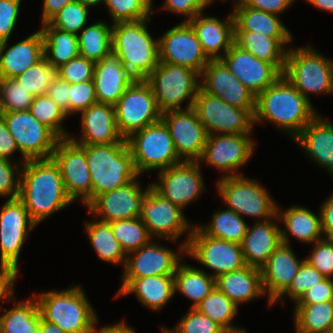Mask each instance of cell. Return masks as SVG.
<instances>
[{"label": "cell", "instance_id": "1", "mask_svg": "<svg viewBox=\"0 0 333 333\" xmlns=\"http://www.w3.org/2000/svg\"><path fill=\"white\" fill-rule=\"evenodd\" d=\"M18 199L38 224L73 202L67 195L60 168L53 158L23 163Z\"/></svg>", "mask_w": 333, "mask_h": 333}, {"label": "cell", "instance_id": "2", "mask_svg": "<svg viewBox=\"0 0 333 333\" xmlns=\"http://www.w3.org/2000/svg\"><path fill=\"white\" fill-rule=\"evenodd\" d=\"M317 114L310 99L304 97L282 74L256 97L255 122L271 121L294 139Z\"/></svg>", "mask_w": 333, "mask_h": 333}, {"label": "cell", "instance_id": "3", "mask_svg": "<svg viewBox=\"0 0 333 333\" xmlns=\"http://www.w3.org/2000/svg\"><path fill=\"white\" fill-rule=\"evenodd\" d=\"M84 151L92 181V201L99 195L138 178L126 139L119 143L79 145Z\"/></svg>", "mask_w": 333, "mask_h": 333}, {"label": "cell", "instance_id": "4", "mask_svg": "<svg viewBox=\"0 0 333 333\" xmlns=\"http://www.w3.org/2000/svg\"><path fill=\"white\" fill-rule=\"evenodd\" d=\"M150 19L118 22L112 25V50L135 79H146L159 65V42L150 35Z\"/></svg>", "mask_w": 333, "mask_h": 333}, {"label": "cell", "instance_id": "5", "mask_svg": "<svg viewBox=\"0 0 333 333\" xmlns=\"http://www.w3.org/2000/svg\"><path fill=\"white\" fill-rule=\"evenodd\" d=\"M35 297L41 318L56 324L65 333H88L97 316L80 287L49 291Z\"/></svg>", "mask_w": 333, "mask_h": 333}, {"label": "cell", "instance_id": "6", "mask_svg": "<svg viewBox=\"0 0 333 333\" xmlns=\"http://www.w3.org/2000/svg\"><path fill=\"white\" fill-rule=\"evenodd\" d=\"M200 74L189 67L159 62L145 79L151 86L158 108L164 113L183 110L181 103L189 98L186 109L193 108L200 89Z\"/></svg>", "mask_w": 333, "mask_h": 333}, {"label": "cell", "instance_id": "7", "mask_svg": "<svg viewBox=\"0 0 333 333\" xmlns=\"http://www.w3.org/2000/svg\"><path fill=\"white\" fill-rule=\"evenodd\" d=\"M283 75L306 98L333 92V61L309 47L287 50Z\"/></svg>", "mask_w": 333, "mask_h": 333}, {"label": "cell", "instance_id": "8", "mask_svg": "<svg viewBox=\"0 0 333 333\" xmlns=\"http://www.w3.org/2000/svg\"><path fill=\"white\" fill-rule=\"evenodd\" d=\"M126 140L139 175L184 161L178 156L169 129L162 119L134 132Z\"/></svg>", "mask_w": 333, "mask_h": 333}, {"label": "cell", "instance_id": "9", "mask_svg": "<svg viewBox=\"0 0 333 333\" xmlns=\"http://www.w3.org/2000/svg\"><path fill=\"white\" fill-rule=\"evenodd\" d=\"M114 107L117 128L124 139L162 118L153 90L145 79H135Z\"/></svg>", "mask_w": 333, "mask_h": 333}, {"label": "cell", "instance_id": "10", "mask_svg": "<svg viewBox=\"0 0 333 333\" xmlns=\"http://www.w3.org/2000/svg\"><path fill=\"white\" fill-rule=\"evenodd\" d=\"M180 251L214 270V278L247 266L241 244L208 236L194 226Z\"/></svg>", "mask_w": 333, "mask_h": 333}, {"label": "cell", "instance_id": "11", "mask_svg": "<svg viewBox=\"0 0 333 333\" xmlns=\"http://www.w3.org/2000/svg\"><path fill=\"white\" fill-rule=\"evenodd\" d=\"M218 192L228 209L239 216H252L258 221L264 219H278L277 205L270 197L269 192L259 182L249 180L244 176H224L217 182Z\"/></svg>", "mask_w": 333, "mask_h": 333}, {"label": "cell", "instance_id": "12", "mask_svg": "<svg viewBox=\"0 0 333 333\" xmlns=\"http://www.w3.org/2000/svg\"><path fill=\"white\" fill-rule=\"evenodd\" d=\"M0 115L23 156V163L52 157L60 138L46 125L38 122L29 110L0 112Z\"/></svg>", "mask_w": 333, "mask_h": 333}, {"label": "cell", "instance_id": "13", "mask_svg": "<svg viewBox=\"0 0 333 333\" xmlns=\"http://www.w3.org/2000/svg\"><path fill=\"white\" fill-rule=\"evenodd\" d=\"M193 109L208 135L250 134L253 129L254 116L247 109L229 105L201 87L194 100Z\"/></svg>", "mask_w": 333, "mask_h": 333}, {"label": "cell", "instance_id": "14", "mask_svg": "<svg viewBox=\"0 0 333 333\" xmlns=\"http://www.w3.org/2000/svg\"><path fill=\"white\" fill-rule=\"evenodd\" d=\"M52 158L60 168L68 197L72 201L81 198L88 206L92 202V181L85 151L69 138L60 139Z\"/></svg>", "mask_w": 333, "mask_h": 333}, {"label": "cell", "instance_id": "15", "mask_svg": "<svg viewBox=\"0 0 333 333\" xmlns=\"http://www.w3.org/2000/svg\"><path fill=\"white\" fill-rule=\"evenodd\" d=\"M182 209L168 199L160 195L151 184L148 186V193L144 198L140 218L150 236L153 235L177 240L186 230H192L183 215Z\"/></svg>", "mask_w": 333, "mask_h": 333}, {"label": "cell", "instance_id": "16", "mask_svg": "<svg viewBox=\"0 0 333 333\" xmlns=\"http://www.w3.org/2000/svg\"><path fill=\"white\" fill-rule=\"evenodd\" d=\"M37 226L25 205L18 199H8L0 212V263L18 270V258L28 233Z\"/></svg>", "mask_w": 333, "mask_h": 333}, {"label": "cell", "instance_id": "17", "mask_svg": "<svg viewBox=\"0 0 333 333\" xmlns=\"http://www.w3.org/2000/svg\"><path fill=\"white\" fill-rule=\"evenodd\" d=\"M158 42L160 62L189 67L200 75L209 62L188 22L171 28Z\"/></svg>", "mask_w": 333, "mask_h": 333}, {"label": "cell", "instance_id": "18", "mask_svg": "<svg viewBox=\"0 0 333 333\" xmlns=\"http://www.w3.org/2000/svg\"><path fill=\"white\" fill-rule=\"evenodd\" d=\"M251 140L250 134L208 135L202 156L198 162L205 161L207 164L220 169V171L227 172V175L225 174L223 177L239 176L240 173L233 170L244 166L253 155L255 148L254 141Z\"/></svg>", "mask_w": 333, "mask_h": 333}, {"label": "cell", "instance_id": "19", "mask_svg": "<svg viewBox=\"0 0 333 333\" xmlns=\"http://www.w3.org/2000/svg\"><path fill=\"white\" fill-rule=\"evenodd\" d=\"M198 161H182L160 170V182L151 186L164 198L181 209L204 191L203 178Z\"/></svg>", "mask_w": 333, "mask_h": 333}, {"label": "cell", "instance_id": "20", "mask_svg": "<svg viewBox=\"0 0 333 333\" xmlns=\"http://www.w3.org/2000/svg\"><path fill=\"white\" fill-rule=\"evenodd\" d=\"M179 157L184 161H198L203 153L207 132L193 108L162 113Z\"/></svg>", "mask_w": 333, "mask_h": 333}, {"label": "cell", "instance_id": "21", "mask_svg": "<svg viewBox=\"0 0 333 333\" xmlns=\"http://www.w3.org/2000/svg\"><path fill=\"white\" fill-rule=\"evenodd\" d=\"M221 60L256 97L282 75L272 63L255 57L235 43Z\"/></svg>", "mask_w": 333, "mask_h": 333}, {"label": "cell", "instance_id": "22", "mask_svg": "<svg viewBox=\"0 0 333 333\" xmlns=\"http://www.w3.org/2000/svg\"><path fill=\"white\" fill-rule=\"evenodd\" d=\"M139 185L135 179L122 187L99 195L87 206L89 213L97 217L102 216L100 221L104 222L140 217L148 188L142 191Z\"/></svg>", "mask_w": 333, "mask_h": 333}, {"label": "cell", "instance_id": "23", "mask_svg": "<svg viewBox=\"0 0 333 333\" xmlns=\"http://www.w3.org/2000/svg\"><path fill=\"white\" fill-rule=\"evenodd\" d=\"M180 260V253L150 241L140 249L127 254L122 278L174 275Z\"/></svg>", "mask_w": 333, "mask_h": 333}, {"label": "cell", "instance_id": "24", "mask_svg": "<svg viewBox=\"0 0 333 333\" xmlns=\"http://www.w3.org/2000/svg\"><path fill=\"white\" fill-rule=\"evenodd\" d=\"M134 80L118 54L111 50L94 65L97 102L114 106Z\"/></svg>", "mask_w": 333, "mask_h": 333}, {"label": "cell", "instance_id": "25", "mask_svg": "<svg viewBox=\"0 0 333 333\" xmlns=\"http://www.w3.org/2000/svg\"><path fill=\"white\" fill-rule=\"evenodd\" d=\"M290 247L281 243L260 268L264 293L268 292L270 306L289 288L305 261H299Z\"/></svg>", "mask_w": 333, "mask_h": 333}, {"label": "cell", "instance_id": "26", "mask_svg": "<svg viewBox=\"0 0 333 333\" xmlns=\"http://www.w3.org/2000/svg\"><path fill=\"white\" fill-rule=\"evenodd\" d=\"M82 136L79 140L69 137L78 145H99L119 143L120 135L115 116V107L104 103H95L81 111Z\"/></svg>", "mask_w": 333, "mask_h": 333}, {"label": "cell", "instance_id": "27", "mask_svg": "<svg viewBox=\"0 0 333 333\" xmlns=\"http://www.w3.org/2000/svg\"><path fill=\"white\" fill-rule=\"evenodd\" d=\"M198 14L187 21L193 28L204 54L209 60H218L225 55L234 43V18L230 14L226 21L215 17H202ZM220 50L224 52L222 55Z\"/></svg>", "mask_w": 333, "mask_h": 333}, {"label": "cell", "instance_id": "28", "mask_svg": "<svg viewBox=\"0 0 333 333\" xmlns=\"http://www.w3.org/2000/svg\"><path fill=\"white\" fill-rule=\"evenodd\" d=\"M7 45V40L0 42V78H15L44 57L41 29L4 53Z\"/></svg>", "mask_w": 333, "mask_h": 333}, {"label": "cell", "instance_id": "29", "mask_svg": "<svg viewBox=\"0 0 333 333\" xmlns=\"http://www.w3.org/2000/svg\"><path fill=\"white\" fill-rule=\"evenodd\" d=\"M272 219L256 222L248 226L241 243L245 262L248 266L261 268L282 243L278 224Z\"/></svg>", "mask_w": 333, "mask_h": 333}, {"label": "cell", "instance_id": "30", "mask_svg": "<svg viewBox=\"0 0 333 333\" xmlns=\"http://www.w3.org/2000/svg\"><path fill=\"white\" fill-rule=\"evenodd\" d=\"M309 157L333 174V124L317 115L294 138Z\"/></svg>", "mask_w": 333, "mask_h": 333}, {"label": "cell", "instance_id": "31", "mask_svg": "<svg viewBox=\"0 0 333 333\" xmlns=\"http://www.w3.org/2000/svg\"><path fill=\"white\" fill-rule=\"evenodd\" d=\"M117 296L136 293L145 306L159 310L174 296V275H158L141 278H122Z\"/></svg>", "mask_w": 333, "mask_h": 333}, {"label": "cell", "instance_id": "32", "mask_svg": "<svg viewBox=\"0 0 333 333\" xmlns=\"http://www.w3.org/2000/svg\"><path fill=\"white\" fill-rule=\"evenodd\" d=\"M216 288L224 293L237 306L265 295L261 270L246 266L242 269L222 274L215 278Z\"/></svg>", "mask_w": 333, "mask_h": 333}, {"label": "cell", "instance_id": "33", "mask_svg": "<svg viewBox=\"0 0 333 333\" xmlns=\"http://www.w3.org/2000/svg\"><path fill=\"white\" fill-rule=\"evenodd\" d=\"M292 38H273L252 31H234V43L255 57L272 63L282 74L285 69L287 50L285 43Z\"/></svg>", "mask_w": 333, "mask_h": 333}, {"label": "cell", "instance_id": "34", "mask_svg": "<svg viewBox=\"0 0 333 333\" xmlns=\"http://www.w3.org/2000/svg\"><path fill=\"white\" fill-rule=\"evenodd\" d=\"M276 210L278 219L282 220L286 229L280 230L281 241L289 245L288 231L300 242L314 243L322 239L321 215H315L302 206H292L283 212ZM287 230V231H286Z\"/></svg>", "mask_w": 333, "mask_h": 333}, {"label": "cell", "instance_id": "35", "mask_svg": "<svg viewBox=\"0 0 333 333\" xmlns=\"http://www.w3.org/2000/svg\"><path fill=\"white\" fill-rule=\"evenodd\" d=\"M233 11L234 31H252L273 38H292L278 15L246 7L240 0Z\"/></svg>", "mask_w": 333, "mask_h": 333}, {"label": "cell", "instance_id": "36", "mask_svg": "<svg viewBox=\"0 0 333 333\" xmlns=\"http://www.w3.org/2000/svg\"><path fill=\"white\" fill-rule=\"evenodd\" d=\"M44 40V57L54 67L59 68L79 56L78 35L61 31L49 23L41 29Z\"/></svg>", "mask_w": 333, "mask_h": 333}, {"label": "cell", "instance_id": "37", "mask_svg": "<svg viewBox=\"0 0 333 333\" xmlns=\"http://www.w3.org/2000/svg\"><path fill=\"white\" fill-rule=\"evenodd\" d=\"M215 278L204 270L179 264L174 274V290L191 299L196 306L215 288Z\"/></svg>", "mask_w": 333, "mask_h": 333}, {"label": "cell", "instance_id": "38", "mask_svg": "<svg viewBox=\"0 0 333 333\" xmlns=\"http://www.w3.org/2000/svg\"><path fill=\"white\" fill-rule=\"evenodd\" d=\"M295 307L296 333H328L333 327V301Z\"/></svg>", "mask_w": 333, "mask_h": 333}, {"label": "cell", "instance_id": "39", "mask_svg": "<svg viewBox=\"0 0 333 333\" xmlns=\"http://www.w3.org/2000/svg\"><path fill=\"white\" fill-rule=\"evenodd\" d=\"M27 299L0 316L2 333H36L41 324V315L35 297Z\"/></svg>", "mask_w": 333, "mask_h": 333}, {"label": "cell", "instance_id": "40", "mask_svg": "<svg viewBox=\"0 0 333 333\" xmlns=\"http://www.w3.org/2000/svg\"><path fill=\"white\" fill-rule=\"evenodd\" d=\"M85 226L89 241L99 259L113 264L123 263L125 267L127 254L114 237L109 222H86Z\"/></svg>", "mask_w": 333, "mask_h": 333}, {"label": "cell", "instance_id": "41", "mask_svg": "<svg viewBox=\"0 0 333 333\" xmlns=\"http://www.w3.org/2000/svg\"><path fill=\"white\" fill-rule=\"evenodd\" d=\"M79 55L94 63L112 50V26L98 22L78 34Z\"/></svg>", "mask_w": 333, "mask_h": 333}, {"label": "cell", "instance_id": "42", "mask_svg": "<svg viewBox=\"0 0 333 333\" xmlns=\"http://www.w3.org/2000/svg\"><path fill=\"white\" fill-rule=\"evenodd\" d=\"M238 306L216 287L196 306L195 309L208 316L229 333H246L231 324Z\"/></svg>", "mask_w": 333, "mask_h": 333}, {"label": "cell", "instance_id": "43", "mask_svg": "<svg viewBox=\"0 0 333 333\" xmlns=\"http://www.w3.org/2000/svg\"><path fill=\"white\" fill-rule=\"evenodd\" d=\"M212 222L206 226H197L204 234L241 244L247 233L248 225L244 219L230 209L216 212Z\"/></svg>", "mask_w": 333, "mask_h": 333}, {"label": "cell", "instance_id": "44", "mask_svg": "<svg viewBox=\"0 0 333 333\" xmlns=\"http://www.w3.org/2000/svg\"><path fill=\"white\" fill-rule=\"evenodd\" d=\"M114 237L126 254L138 250L152 239L140 217L109 222Z\"/></svg>", "mask_w": 333, "mask_h": 333}, {"label": "cell", "instance_id": "45", "mask_svg": "<svg viewBox=\"0 0 333 333\" xmlns=\"http://www.w3.org/2000/svg\"><path fill=\"white\" fill-rule=\"evenodd\" d=\"M58 77V69L54 68L45 57L15 77L21 86L33 97L45 95L52 81Z\"/></svg>", "mask_w": 333, "mask_h": 333}, {"label": "cell", "instance_id": "46", "mask_svg": "<svg viewBox=\"0 0 333 333\" xmlns=\"http://www.w3.org/2000/svg\"><path fill=\"white\" fill-rule=\"evenodd\" d=\"M29 112L40 123L50 128L60 139H67L70 134L62 128V120L67 116L47 94L33 98Z\"/></svg>", "mask_w": 333, "mask_h": 333}, {"label": "cell", "instance_id": "47", "mask_svg": "<svg viewBox=\"0 0 333 333\" xmlns=\"http://www.w3.org/2000/svg\"><path fill=\"white\" fill-rule=\"evenodd\" d=\"M114 23L150 19L153 15L152 0H106Z\"/></svg>", "mask_w": 333, "mask_h": 333}, {"label": "cell", "instance_id": "48", "mask_svg": "<svg viewBox=\"0 0 333 333\" xmlns=\"http://www.w3.org/2000/svg\"><path fill=\"white\" fill-rule=\"evenodd\" d=\"M200 77V87L216 97H220L231 86V72L221 59L209 60Z\"/></svg>", "mask_w": 333, "mask_h": 333}, {"label": "cell", "instance_id": "49", "mask_svg": "<svg viewBox=\"0 0 333 333\" xmlns=\"http://www.w3.org/2000/svg\"><path fill=\"white\" fill-rule=\"evenodd\" d=\"M33 98L15 78H0V112L29 110Z\"/></svg>", "mask_w": 333, "mask_h": 333}, {"label": "cell", "instance_id": "50", "mask_svg": "<svg viewBox=\"0 0 333 333\" xmlns=\"http://www.w3.org/2000/svg\"><path fill=\"white\" fill-rule=\"evenodd\" d=\"M88 19V6L78 0L69 3L48 23L61 31L78 35L83 30Z\"/></svg>", "mask_w": 333, "mask_h": 333}, {"label": "cell", "instance_id": "51", "mask_svg": "<svg viewBox=\"0 0 333 333\" xmlns=\"http://www.w3.org/2000/svg\"><path fill=\"white\" fill-rule=\"evenodd\" d=\"M163 333H226V331L208 316L191 308L174 330L162 328Z\"/></svg>", "mask_w": 333, "mask_h": 333}, {"label": "cell", "instance_id": "52", "mask_svg": "<svg viewBox=\"0 0 333 333\" xmlns=\"http://www.w3.org/2000/svg\"><path fill=\"white\" fill-rule=\"evenodd\" d=\"M325 279L326 277L324 275L304 261L298 269L297 274L292 279L289 288L275 302H278L280 299L283 303L281 297L284 296V294H287L292 300L297 302L308 289Z\"/></svg>", "mask_w": 333, "mask_h": 333}, {"label": "cell", "instance_id": "53", "mask_svg": "<svg viewBox=\"0 0 333 333\" xmlns=\"http://www.w3.org/2000/svg\"><path fill=\"white\" fill-rule=\"evenodd\" d=\"M94 65L93 61L79 55L59 67L58 76L70 84L91 81L94 75Z\"/></svg>", "mask_w": 333, "mask_h": 333}, {"label": "cell", "instance_id": "54", "mask_svg": "<svg viewBox=\"0 0 333 333\" xmlns=\"http://www.w3.org/2000/svg\"><path fill=\"white\" fill-rule=\"evenodd\" d=\"M312 254L305 261L326 278L333 275V238H322L313 243Z\"/></svg>", "mask_w": 333, "mask_h": 333}, {"label": "cell", "instance_id": "55", "mask_svg": "<svg viewBox=\"0 0 333 333\" xmlns=\"http://www.w3.org/2000/svg\"><path fill=\"white\" fill-rule=\"evenodd\" d=\"M229 105L247 109L253 116L256 110V96L231 73V86L219 97Z\"/></svg>", "mask_w": 333, "mask_h": 333}, {"label": "cell", "instance_id": "56", "mask_svg": "<svg viewBox=\"0 0 333 333\" xmlns=\"http://www.w3.org/2000/svg\"><path fill=\"white\" fill-rule=\"evenodd\" d=\"M70 114L83 111L97 103L93 80L70 84Z\"/></svg>", "mask_w": 333, "mask_h": 333}, {"label": "cell", "instance_id": "57", "mask_svg": "<svg viewBox=\"0 0 333 333\" xmlns=\"http://www.w3.org/2000/svg\"><path fill=\"white\" fill-rule=\"evenodd\" d=\"M8 159L0 158V196H8L10 199L18 198L20 186V170L18 165H11ZM15 169L17 179H15Z\"/></svg>", "mask_w": 333, "mask_h": 333}, {"label": "cell", "instance_id": "58", "mask_svg": "<svg viewBox=\"0 0 333 333\" xmlns=\"http://www.w3.org/2000/svg\"><path fill=\"white\" fill-rule=\"evenodd\" d=\"M21 0H0V42L8 41L19 14Z\"/></svg>", "mask_w": 333, "mask_h": 333}, {"label": "cell", "instance_id": "59", "mask_svg": "<svg viewBox=\"0 0 333 333\" xmlns=\"http://www.w3.org/2000/svg\"><path fill=\"white\" fill-rule=\"evenodd\" d=\"M210 3L209 0H166L163 7L170 12L187 16V22L202 13Z\"/></svg>", "mask_w": 333, "mask_h": 333}, {"label": "cell", "instance_id": "60", "mask_svg": "<svg viewBox=\"0 0 333 333\" xmlns=\"http://www.w3.org/2000/svg\"><path fill=\"white\" fill-rule=\"evenodd\" d=\"M333 301V280L326 278L308 289L296 304H315Z\"/></svg>", "mask_w": 333, "mask_h": 333}, {"label": "cell", "instance_id": "61", "mask_svg": "<svg viewBox=\"0 0 333 333\" xmlns=\"http://www.w3.org/2000/svg\"><path fill=\"white\" fill-rule=\"evenodd\" d=\"M66 115H70V83L56 77L46 93Z\"/></svg>", "mask_w": 333, "mask_h": 333}, {"label": "cell", "instance_id": "62", "mask_svg": "<svg viewBox=\"0 0 333 333\" xmlns=\"http://www.w3.org/2000/svg\"><path fill=\"white\" fill-rule=\"evenodd\" d=\"M18 270L7 264H0V300L7 298V300L15 299L12 297L14 296V283L17 277Z\"/></svg>", "mask_w": 333, "mask_h": 333}, {"label": "cell", "instance_id": "63", "mask_svg": "<svg viewBox=\"0 0 333 333\" xmlns=\"http://www.w3.org/2000/svg\"><path fill=\"white\" fill-rule=\"evenodd\" d=\"M246 7L279 15L295 0H240Z\"/></svg>", "mask_w": 333, "mask_h": 333}, {"label": "cell", "instance_id": "64", "mask_svg": "<svg viewBox=\"0 0 333 333\" xmlns=\"http://www.w3.org/2000/svg\"><path fill=\"white\" fill-rule=\"evenodd\" d=\"M19 151L17 144L8 130L5 120L0 115V158L10 160L11 154Z\"/></svg>", "mask_w": 333, "mask_h": 333}, {"label": "cell", "instance_id": "65", "mask_svg": "<svg viewBox=\"0 0 333 333\" xmlns=\"http://www.w3.org/2000/svg\"><path fill=\"white\" fill-rule=\"evenodd\" d=\"M320 210L322 233L325 238H333V195L326 199Z\"/></svg>", "mask_w": 333, "mask_h": 333}, {"label": "cell", "instance_id": "66", "mask_svg": "<svg viewBox=\"0 0 333 333\" xmlns=\"http://www.w3.org/2000/svg\"><path fill=\"white\" fill-rule=\"evenodd\" d=\"M74 1L76 0H44L42 11V24L48 23L66 5Z\"/></svg>", "mask_w": 333, "mask_h": 333}, {"label": "cell", "instance_id": "67", "mask_svg": "<svg viewBox=\"0 0 333 333\" xmlns=\"http://www.w3.org/2000/svg\"><path fill=\"white\" fill-rule=\"evenodd\" d=\"M88 333H135L134 329L130 328L124 322L116 325H108L96 330L95 325L88 331Z\"/></svg>", "mask_w": 333, "mask_h": 333}, {"label": "cell", "instance_id": "68", "mask_svg": "<svg viewBox=\"0 0 333 333\" xmlns=\"http://www.w3.org/2000/svg\"><path fill=\"white\" fill-rule=\"evenodd\" d=\"M36 333H65L60 327L56 324L47 322L41 318V324Z\"/></svg>", "mask_w": 333, "mask_h": 333}, {"label": "cell", "instance_id": "69", "mask_svg": "<svg viewBox=\"0 0 333 333\" xmlns=\"http://www.w3.org/2000/svg\"><path fill=\"white\" fill-rule=\"evenodd\" d=\"M320 10L333 12V0H306Z\"/></svg>", "mask_w": 333, "mask_h": 333}, {"label": "cell", "instance_id": "70", "mask_svg": "<svg viewBox=\"0 0 333 333\" xmlns=\"http://www.w3.org/2000/svg\"><path fill=\"white\" fill-rule=\"evenodd\" d=\"M78 1L83 3L86 6L90 7V6H96L97 4L102 3V2L105 3L106 0H78Z\"/></svg>", "mask_w": 333, "mask_h": 333}, {"label": "cell", "instance_id": "71", "mask_svg": "<svg viewBox=\"0 0 333 333\" xmlns=\"http://www.w3.org/2000/svg\"><path fill=\"white\" fill-rule=\"evenodd\" d=\"M328 333H333V327L330 329V331Z\"/></svg>", "mask_w": 333, "mask_h": 333}]
</instances>
